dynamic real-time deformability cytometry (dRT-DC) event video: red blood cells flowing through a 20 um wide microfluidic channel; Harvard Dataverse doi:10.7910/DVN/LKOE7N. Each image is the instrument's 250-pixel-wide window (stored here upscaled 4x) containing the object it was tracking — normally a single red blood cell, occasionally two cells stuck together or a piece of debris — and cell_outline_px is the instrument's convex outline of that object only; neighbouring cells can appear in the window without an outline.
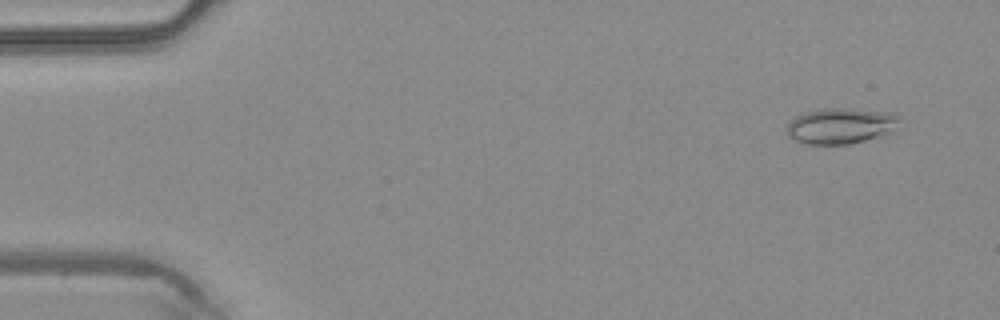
{"species": "common noctule bat (a hibernating species)", "species_latin": "Nyctalus noctula", "temperature_condition": "warm", "stored_images_in_passage": 47, "camera_frame_rate_fps": 3000, "um_per_image_px": 0.085, "animal": {"sex": "male", "body_mass_g": 20.4}, "frame": {"image": 1, "passage_image": 3, "time_ms": 0.667, "image_size_px": [1000, 320], "cell_outline_px": [[900, 120], [892, 132], [880, 136], [848, 144], [808, 144], [796, 140], [788, 136], [788, 124], [796, 116], [804, 112], [824, 108], [848, 108], [896, 112], [900, 116]], "centroid_in_image_um": [71.52, 10.67], "position_along_channel_um": 13.5, "area_um2": 23.58}}
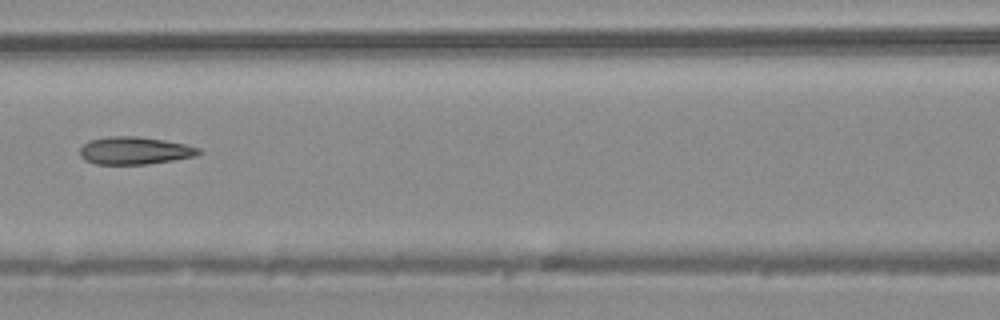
{"frame": {"image": 2, "passage_image": 21, "time_ms": 6.667, "image_size_px": [1000, 320], "cell_outline_px": [[204, 152], [196, 156], [148, 164], [96, 164], [84, 160], [80, 156], [80, 148], [88, 140], [108, 136], [140, 136], [164, 140], [184, 144], [200, 148]], "centroid_in_image_um": [11.44, 12.79], "position_along_channel_um": 155.2, "area_um2": 19.25}}
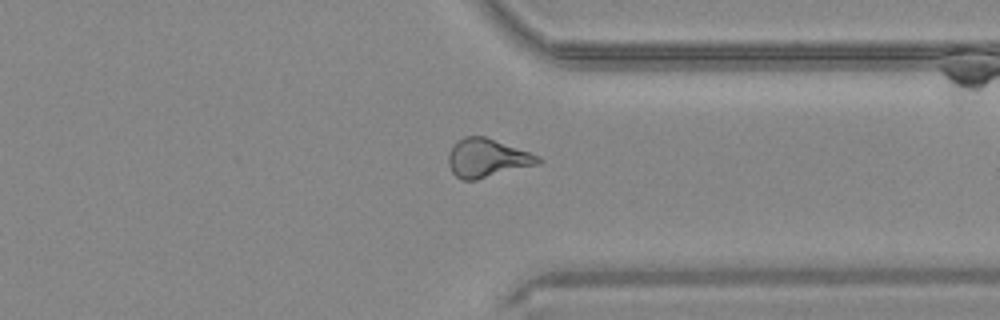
{"frame": {"image": 3, "passage_image": 36, "time_ms": 11.667, "image_size_px": [1000, 320], "cell_outline_px": [[544, 160], [540, 164], [476, 180], [460, 180], [452, 172], [448, 164], [448, 152], [452, 144], [464, 136], [484, 136], [540, 156]], "centroid_in_image_um": [41.39, 13.44], "position_along_channel_um": 370.0, "area_um2": 20.35}}